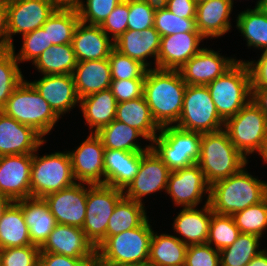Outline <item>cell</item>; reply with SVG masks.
I'll return each mask as SVG.
<instances>
[{
	"label": "cell",
	"instance_id": "obj_1",
	"mask_svg": "<svg viewBox=\"0 0 267 266\" xmlns=\"http://www.w3.org/2000/svg\"><path fill=\"white\" fill-rule=\"evenodd\" d=\"M186 87L179 70H147L143 96L160 127L172 126L178 122Z\"/></svg>",
	"mask_w": 267,
	"mask_h": 266
},
{
	"label": "cell",
	"instance_id": "obj_2",
	"mask_svg": "<svg viewBox=\"0 0 267 266\" xmlns=\"http://www.w3.org/2000/svg\"><path fill=\"white\" fill-rule=\"evenodd\" d=\"M246 170L244 166L237 173L210 186L209 204L214 213L232 216L265 199V181Z\"/></svg>",
	"mask_w": 267,
	"mask_h": 266
},
{
	"label": "cell",
	"instance_id": "obj_3",
	"mask_svg": "<svg viewBox=\"0 0 267 266\" xmlns=\"http://www.w3.org/2000/svg\"><path fill=\"white\" fill-rule=\"evenodd\" d=\"M247 164L248 159L236 149L224 129L202 134L197 165L210 186L237 173Z\"/></svg>",
	"mask_w": 267,
	"mask_h": 266
},
{
	"label": "cell",
	"instance_id": "obj_4",
	"mask_svg": "<svg viewBox=\"0 0 267 266\" xmlns=\"http://www.w3.org/2000/svg\"><path fill=\"white\" fill-rule=\"evenodd\" d=\"M147 218L139 227L109 236L97 249V266L147 263L153 234Z\"/></svg>",
	"mask_w": 267,
	"mask_h": 266
},
{
	"label": "cell",
	"instance_id": "obj_5",
	"mask_svg": "<svg viewBox=\"0 0 267 266\" xmlns=\"http://www.w3.org/2000/svg\"><path fill=\"white\" fill-rule=\"evenodd\" d=\"M1 111L21 124L34 128L43 137L54 129L60 118L30 81L25 79L13 90Z\"/></svg>",
	"mask_w": 267,
	"mask_h": 266
},
{
	"label": "cell",
	"instance_id": "obj_6",
	"mask_svg": "<svg viewBox=\"0 0 267 266\" xmlns=\"http://www.w3.org/2000/svg\"><path fill=\"white\" fill-rule=\"evenodd\" d=\"M206 86L219 116L224 121L233 117L251 100V73L247 62L238 60Z\"/></svg>",
	"mask_w": 267,
	"mask_h": 266
},
{
	"label": "cell",
	"instance_id": "obj_7",
	"mask_svg": "<svg viewBox=\"0 0 267 266\" xmlns=\"http://www.w3.org/2000/svg\"><path fill=\"white\" fill-rule=\"evenodd\" d=\"M201 137V133L184 130L175 125L164 126L151 141L150 148L170 171H175L197 164L200 158Z\"/></svg>",
	"mask_w": 267,
	"mask_h": 266
},
{
	"label": "cell",
	"instance_id": "obj_8",
	"mask_svg": "<svg viewBox=\"0 0 267 266\" xmlns=\"http://www.w3.org/2000/svg\"><path fill=\"white\" fill-rule=\"evenodd\" d=\"M36 152L33 153L31 165L30 197L43 198L76 182L67 151L43 156Z\"/></svg>",
	"mask_w": 267,
	"mask_h": 266
},
{
	"label": "cell",
	"instance_id": "obj_9",
	"mask_svg": "<svg viewBox=\"0 0 267 266\" xmlns=\"http://www.w3.org/2000/svg\"><path fill=\"white\" fill-rule=\"evenodd\" d=\"M207 86L187 85L181 115L175 126L201 134L224 129Z\"/></svg>",
	"mask_w": 267,
	"mask_h": 266
},
{
	"label": "cell",
	"instance_id": "obj_10",
	"mask_svg": "<svg viewBox=\"0 0 267 266\" xmlns=\"http://www.w3.org/2000/svg\"><path fill=\"white\" fill-rule=\"evenodd\" d=\"M224 130L236 149L247 156L258 153L267 136V116L250 100L224 123Z\"/></svg>",
	"mask_w": 267,
	"mask_h": 266
},
{
	"label": "cell",
	"instance_id": "obj_11",
	"mask_svg": "<svg viewBox=\"0 0 267 266\" xmlns=\"http://www.w3.org/2000/svg\"><path fill=\"white\" fill-rule=\"evenodd\" d=\"M123 190L87 184L86 216L82 230L96 249L106 240L107 226Z\"/></svg>",
	"mask_w": 267,
	"mask_h": 266
},
{
	"label": "cell",
	"instance_id": "obj_12",
	"mask_svg": "<svg viewBox=\"0 0 267 266\" xmlns=\"http://www.w3.org/2000/svg\"><path fill=\"white\" fill-rule=\"evenodd\" d=\"M67 152L76 182L104 185L105 148L96 133H89L77 148Z\"/></svg>",
	"mask_w": 267,
	"mask_h": 266
},
{
	"label": "cell",
	"instance_id": "obj_13",
	"mask_svg": "<svg viewBox=\"0 0 267 266\" xmlns=\"http://www.w3.org/2000/svg\"><path fill=\"white\" fill-rule=\"evenodd\" d=\"M177 207H197L205 196L210 198V185L204 173L195 164L187 168L171 171L168 177L166 192Z\"/></svg>",
	"mask_w": 267,
	"mask_h": 266
},
{
	"label": "cell",
	"instance_id": "obj_14",
	"mask_svg": "<svg viewBox=\"0 0 267 266\" xmlns=\"http://www.w3.org/2000/svg\"><path fill=\"white\" fill-rule=\"evenodd\" d=\"M170 172L168 166L150 148L141 156L138 173L123 190L124 197L144 203V196L163 190L166 192Z\"/></svg>",
	"mask_w": 267,
	"mask_h": 266
},
{
	"label": "cell",
	"instance_id": "obj_15",
	"mask_svg": "<svg viewBox=\"0 0 267 266\" xmlns=\"http://www.w3.org/2000/svg\"><path fill=\"white\" fill-rule=\"evenodd\" d=\"M56 9L50 0H7L9 49L12 36L42 28Z\"/></svg>",
	"mask_w": 267,
	"mask_h": 266
},
{
	"label": "cell",
	"instance_id": "obj_16",
	"mask_svg": "<svg viewBox=\"0 0 267 266\" xmlns=\"http://www.w3.org/2000/svg\"><path fill=\"white\" fill-rule=\"evenodd\" d=\"M43 199L58 224L83 227L87 209V184L75 182Z\"/></svg>",
	"mask_w": 267,
	"mask_h": 266
},
{
	"label": "cell",
	"instance_id": "obj_17",
	"mask_svg": "<svg viewBox=\"0 0 267 266\" xmlns=\"http://www.w3.org/2000/svg\"><path fill=\"white\" fill-rule=\"evenodd\" d=\"M33 154L0 156V193L13 202L30 198Z\"/></svg>",
	"mask_w": 267,
	"mask_h": 266
},
{
	"label": "cell",
	"instance_id": "obj_18",
	"mask_svg": "<svg viewBox=\"0 0 267 266\" xmlns=\"http://www.w3.org/2000/svg\"><path fill=\"white\" fill-rule=\"evenodd\" d=\"M238 59L204 48L179 70L187 85L206 86L229 70Z\"/></svg>",
	"mask_w": 267,
	"mask_h": 266
},
{
	"label": "cell",
	"instance_id": "obj_19",
	"mask_svg": "<svg viewBox=\"0 0 267 266\" xmlns=\"http://www.w3.org/2000/svg\"><path fill=\"white\" fill-rule=\"evenodd\" d=\"M40 252L57 253L78 259H97L96 247L82 228L56 224Z\"/></svg>",
	"mask_w": 267,
	"mask_h": 266
},
{
	"label": "cell",
	"instance_id": "obj_20",
	"mask_svg": "<svg viewBox=\"0 0 267 266\" xmlns=\"http://www.w3.org/2000/svg\"><path fill=\"white\" fill-rule=\"evenodd\" d=\"M46 142L34 128L0 111V156L33 154Z\"/></svg>",
	"mask_w": 267,
	"mask_h": 266
},
{
	"label": "cell",
	"instance_id": "obj_21",
	"mask_svg": "<svg viewBox=\"0 0 267 266\" xmlns=\"http://www.w3.org/2000/svg\"><path fill=\"white\" fill-rule=\"evenodd\" d=\"M203 40L205 38L200 32H180L162 36L157 56V69L180 70L203 49L199 47Z\"/></svg>",
	"mask_w": 267,
	"mask_h": 266
},
{
	"label": "cell",
	"instance_id": "obj_22",
	"mask_svg": "<svg viewBox=\"0 0 267 266\" xmlns=\"http://www.w3.org/2000/svg\"><path fill=\"white\" fill-rule=\"evenodd\" d=\"M30 83L60 118L80 102L71 74L43 75Z\"/></svg>",
	"mask_w": 267,
	"mask_h": 266
},
{
	"label": "cell",
	"instance_id": "obj_23",
	"mask_svg": "<svg viewBox=\"0 0 267 266\" xmlns=\"http://www.w3.org/2000/svg\"><path fill=\"white\" fill-rule=\"evenodd\" d=\"M72 47L78 62L109 58L115 48L114 41L100 27L79 21L77 24Z\"/></svg>",
	"mask_w": 267,
	"mask_h": 266
},
{
	"label": "cell",
	"instance_id": "obj_24",
	"mask_svg": "<svg viewBox=\"0 0 267 266\" xmlns=\"http://www.w3.org/2000/svg\"><path fill=\"white\" fill-rule=\"evenodd\" d=\"M161 36L153 27L142 31L127 29L115 41V49L121 54L141 62L148 69L157 68V56L160 50ZM154 58V65L147 59Z\"/></svg>",
	"mask_w": 267,
	"mask_h": 266
},
{
	"label": "cell",
	"instance_id": "obj_25",
	"mask_svg": "<svg viewBox=\"0 0 267 266\" xmlns=\"http://www.w3.org/2000/svg\"><path fill=\"white\" fill-rule=\"evenodd\" d=\"M203 208H182L173 222V230L178 238L187 246L205 244L208 239L209 226L212 219L211 205L209 199L204 201Z\"/></svg>",
	"mask_w": 267,
	"mask_h": 266
},
{
	"label": "cell",
	"instance_id": "obj_26",
	"mask_svg": "<svg viewBox=\"0 0 267 266\" xmlns=\"http://www.w3.org/2000/svg\"><path fill=\"white\" fill-rule=\"evenodd\" d=\"M233 0H204L197 3L196 29L205 38H218L231 29Z\"/></svg>",
	"mask_w": 267,
	"mask_h": 266
},
{
	"label": "cell",
	"instance_id": "obj_27",
	"mask_svg": "<svg viewBox=\"0 0 267 266\" xmlns=\"http://www.w3.org/2000/svg\"><path fill=\"white\" fill-rule=\"evenodd\" d=\"M144 153L105 149L104 185L124 190L137 175Z\"/></svg>",
	"mask_w": 267,
	"mask_h": 266
},
{
	"label": "cell",
	"instance_id": "obj_28",
	"mask_svg": "<svg viewBox=\"0 0 267 266\" xmlns=\"http://www.w3.org/2000/svg\"><path fill=\"white\" fill-rule=\"evenodd\" d=\"M22 209L29 228L31 243L41 247L55 228L57 222L43 198H25L15 201Z\"/></svg>",
	"mask_w": 267,
	"mask_h": 266
},
{
	"label": "cell",
	"instance_id": "obj_29",
	"mask_svg": "<svg viewBox=\"0 0 267 266\" xmlns=\"http://www.w3.org/2000/svg\"><path fill=\"white\" fill-rule=\"evenodd\" d=\"M72 76L79 99L110 89L112 81L108 58L77 62Z\"/></svg>",
	"mask_w": 267,
	"mask_h": 266
},
{
	"label": "cell",
	"instance_id": "obj_30",
	"mask_svg": "<svg viewBox=\"0 0 267 266\" xmlns=\"http://www.w3.org/2000/svg\"><path fill=\"white\" fill-rule=\"evenodd\" d=\"M117 100L110 89L99 91L80 99L79 108L82 111L90 133H96L100 128L110 124L116 118Z\"/></svg>",
	"mask_w": 267,
	"mask_h": 266
},
{
	"label": "cell",
	"instance_id": "obj_31",
	"mask_svg": "<svg viewBox=\"0 0 267 266\" xmlns=\"http://www.w3.org/2000/svg\"><path fill=\"white\" fill-rule=\"evenodd\" d=\"M115 120L136 128L149 142L158 135L161 129L155 122L144 96L117 103Z\"/></svg>",
	"mask_w": 267,
	"mask_h": 266
},
{
	"label": "cell",
	"instance_id": "obj_32",
	"mask_svg": "<svg viewBox=\"0 0 267 266\" xmlns=\"http://www.w3.org/2000/svg\"><path fill=\"white\" fill-rule=\"evenodd\" d=\"M96 135L101 139L105 149L127 152H146L150 149V143L142 147L141 143L137 141L140 137L147 141L139 130L115 119L100 128Z\"/></svg>",
	"mask_w": 267,
	"mask_h": 266
},
{
	"label": "cell",
	"instance_id": "obj_33",
	"mask_svg": "<svg viewBox=\"0 0 267 266\" xmlns=\"http://www.w3.org/2000/svg\"><path fill=\"white\" fill-rule=\"evenodd\" d=\"M188 246L176 235L157 234L153 231L150 241L148 262L152 266L185 265Z\"/></svg>",
	"mask_w": 267,
	"mask_h": 266
},
{
	"label": "cell",
	"instance_id": "obj_34",
	"mask_svg": "<svg viewBox=\"0 0 267 266\" xmlns=\"http://www.w3.org/2000/svg\"><path fill=\"white\" fill-rule=\"evenodd\" d=\"M33 245L21 207L12 202L0 219V249Z\"/></svg>",
	"mask_w": 267,
	"mask_h": 266
},
{
	"label": "cell",
	"instance_id": "obj_35",
	"mask_svg": "<svg viewBox=\"0 0 267 266\" xmlns=\"http://www.w3.org/2000/svg\"><path fill=\"white\" fill-rule=\"evenodd\" d=\"M254 9L240 12L236 19V28L247 41V46L262 51L267 50V12L255 4Z\"/></svg>",
	"mask_w": 267,
	"mask_h": 266
},
{
	"label": "cell",
	"instance_id": "obj_36",
	"mask_svg": "<svg viewBox=\"0 0 267 266\" xmlns=\"http://www.w3.org/2000/svg\"><path fill=\"white\" fill-rule=\"evenodd\" d=\"M72 44L51 45L34 62L42 75L71 74L77 66Z\"/></svg>",
	"mask_w": 267,
	"mask_h": 266
},
{
	"label": "cell",
	"instance_id": "obj_37",
	"mask_svg": "<svg viewBox=\"0 0 267 266\" xmlns=\"http://www.w3.org/2000/svg\"><path fill=\"white\" fill-rule=\"evenodd\" d=\"M145 204L123 197L115 206L107 226L109 236L139 227L147 218Z\"/></svg>",
	"mask_w": 267,
	"mask_h": 266
},
{
	"label": "cell",
	"instance_id": "obj_38",
	"mask_svg": "<svg viewBox=\"0 0 267 266\" xmlns=\"http://www.w3.org/2000/svg\"><path fill=\"white\" fill-rule=\"evenodd\" d=\"M79 21L77 10L56 9L42 26L47 32L49 45L71 44Z\"/></svg>",
	"mask_w": 267,
	"mask_h": 266
},
{
	"label": "cell",
	"instance_id": "obj_39",
	"mask_svg": "<svg viewBox=\"0 0 267 266\" xmlns=\"http://www.w3.org/2000/svg\"><path fill=\"white\" fill-rule=\"evenodd\" d=\"M260 239L255 234L241 233L232 245L220 251V266H247L263 250Z\"/></svg>",
	"mask_w": 267,
	"mask_h": 266
},
{
	"label": "cell",
	"instance_id": "obj_40",
	"mask_svg": "<svg viewBox=\"0 0 267 266\" xmlns=\"http://www.w3.org/2000/svg\"><path fill=\"white\" fill-rule=\"evenodd\" d=\"M24 80L19 62L11 49L0 51V111L13 90Z\"/></svg>",
	"mask_w": 267,
	"mask_h": 266
},
{
	"label": "cell",
	"instance_id": "obj_41",
	"mask_svg": "<svg viewBox=\"0 0 267 266\" xmlns=\"http://www.w3.org/2000/svg\"><path fill=\"white\" fill-rule=\"evenodd\" d=\"M232 217L241 233L255 234L262 238L267 230V200L236 212Z\"/></svg>",
	"mask_w": 267,
	"mask_h": 266
},
{
	"label": "cell",
	"instance_id": "obj_42",
	"mask_svg": "<svg viewBox=\"0 0 267 266\" xmlns=\"http://www.w3.org/2000/svg\"><path fill=\"white\" fill-rule=\"evenodd\" d=\"M240 234L232 216L213 213L206 243L221 251L232 245Z\"/></svg>",
	"mask_w": 267,
	"mask_h": 266
},
{
	"label": "cell",
	"instance_id": "obj_43",
	"mask_svg": "<svg viewBox=\"0 0 267 266\" xmlns=\"http://www.w3.org/2000/svg\"><path fill=\"white\" fill-rule=\"evenodd\" d=\"M154 28L160 36L173 35L180 32H199L195 19L180 18L163 5H157L154 14Z\"/></svg>",
	"mask_w": 267,
	"mask_h": 266
},
{
	"label": "cell",
	"instance_id": "obj_44",
	"mask_svg": "<svg viewBox=\"0 0 267 266\" xmlns=\"http://www.w3.org/2000/svg\"><path fill=\"white\" fill-rule=\"evenodd\" d=\"M112 80L145 79L148 68L115 48L108 58Z\"/></svg>",
	"mask_w": 267,
	"mask_h": 266
},
{
	"label": "cell",
	"instance_id": "obj_45",
	"mask_svg": "<svg viewBox=\"0 0 267 266\" xmlns=\"http://www.w3.org/2000/svg\"><path fill=\"white\" fill-rule=\"evenodd\" d=\"M22 39L23 44L18 54L15 53L14 44L10 48L19 64L23 61L33 63L46 49L51 47L48 43L47 32L43 28L22 35Z\"/></svg>",
	"mask_w": 267,
	"mask_h": 266
},
{
	"label": "cell",
	"instance_id": "obj_46",
	"mask_svg": "<svg viewBox=\"0 0 267 266\" xmlns=\"http://www.w3.org/2000/svg\"><path fill=\"white\" fill-rule=\"evenodd\" d=\"M123 0H85L77 9L81 22L90 25H101L108 15Z\"/></svg>",
	"mask_w": 267,
	"mask_h": 266
},
{
	"label": "cell",
	"instance_id": "obj_47",
	"mask_svg": "<svg viewBox=\"0 0 267 266\" xmlns=\"http://www.w3.org/2000/svg\"><path fill=\"white\" fill-rule=\"evenodd\" d=\"M39 254L36 245L0 249V266H39Z\"/></svg>",
	"mask_w": 267,
	"mask_h": 266
},
{
	"label": "cell",
	"instance_id": "obj_48",
	"mask_svg": "<svg viewBox=\"0 0 267 266\" xmlns=\"http://www.w3.org/2000/svg\"><path fill=\"white\" fill-rule=\"evenodd\" d=\"M156 7L149 0H129L128 29L142 31L153 27Z\"/></svg>",
	"mask_w": 267,
	"mask_h": 266
},
{
	"label": "cell",
	"instance_id": "obj_49",
	"mask_svg": "<svg viewBox=\"0 0 267 266\" xmlns=\"http://www.w3.org/2000/svg\"><path fill=\"white\" fill-rule=\"evenodd\" d=\"M129 0L121 1L100 25L101 29L115 41L128 29Z\"/></svg>",
	"mask_w": 267,
	"mask_h": 266
},
{
	"label": "cell",
	"instance_id": "obj_50",
	"mask_svg": "<svg viewBox=\"0 0 267 266\" xmlns=\"http://www.w3.org/2000/svg\"><path fill=\"white\" fill-rule=\"evenodd\" d=\"M185 266H220V251L208 243L189 245Z\"/></svg>",
	"mask_w": 267,
	"mask_h": 266
},
{
	"label": "cell",
	"instance_id": "obj_51",
	"mask_svg": "<svg viewBox=\"0 0 267 266\" xmlns=\"http://www.w3.org/2000/svg\"><path fill=\"white\" fill-rule=\"evenodd\" d=\"M145 79L112 80L110 90L118 103L143 96Z\"/></svg>",
	"mask_w": 267,
	"mask_h": 266
},
{
	"label": "cell",
	"instance_id": "obj_52",
	"mask_svg": "<svg viewBox=\"0 0 267 266\" xmlns=\"http://www.w3.org/2000/svg\"><path fill=\"white\" fill-rule=\"evenodd\" d=\"M39 266H97V259H78L57 253L40 252Z\"/></svg>",
	"mask_w": 267,
	"mask_h": 266
},
{
	"label": "cell",
	"instance_id": "obj_53",
	"mask_svg": "<svg viewBox=\"0 0 267 266\" xmlns=\"http://www.w3.org/2000/svg\"><path fill=\"white\" fill-rule=\"evenodd\" d=\"M246 62L251 73V88H267V50L262 52L257 61Z\"/></svg>",
	"mask_w": 267,
	"mask_h": 266
},
{
	"label": "cell",
	"instance_id": "obj_54",
	"mask_svg": "<svg viewBox=\"0 0 267 266\" xmlns=\"http://www.w3.org/2000/svg\"><path fill=\"white\" fill-rule=\"evenodd\" d=\"M163 6L180 18L195 19L197 9L195 0H167Z\"/></svg>",
	"mask_w": 267,
	"mask_h": 266
},
{
	"label": "cell",
	"instance_id": "obj_55",
	"mask_svg": "<svg viewBox=\"0 0 267 266\" xmlns=\"http://www.w3.org/2000/svg\"><path fill=\"white\" fill-rule=\"evenodd\" d=\"M9 50L7 0H0V51Z\"/></svg>",
	"mask_w": 267,
	"mask_h": 266
},
{
	"label": "cell",
	"instance_id": "obj_56",
	"mask_svg": "<svg viewBox=\"0 0 267 266\" xmlns=\"http://www.w3.org/2000/svg\"><path fill=\"white\" fill-rule=\"evenodd\" d=\"M251 100L267 116V88H251Z\"/></svg>",
	"mask_w": 267,
	"mask_h": 266
},
{
	"label": "cell",
	"instance_id": "obj_57",
	"mask_svg": "<svg viewBox=\"0 0 267 266\" xmlns=\"http://www.w3.org/2000/svg\"><path fill=\"white\" fill-rule=\"evenodd\" d=\"M50 1L57 9H74V10H77L82 2V0H50Z\"/></svg>",
	"mask_w": 267,
	"mask_h": 266
},
{
	"label": "cell",
	"instance_id": "obj_58",
	"mask_svg": "<svg viewBox=\"0 0 267 266\" xmlns=\"http://www.w3.org/2000/svg\"><path fill=\"white\" fill-rule=\"evenodd\" d=\"M247 266H267V249L266 247L256 255Z\"/></svg>",
	"mask_w": 267,
	"mask_h": 266
},
{
	"label": "cell",
	"instance_id": "obj_59",
	"mask_svg": "<svg viewBox=\"0 0 267 266\" xmlns=\"http://www.w3.org/2000/svg\"><path fill=\"white\" fill-rule=\"evenodd\" d=\"M13 201L9 197H0V219L4 211L9 207Z\"/></svg>",
	"mask_w": 267,
	"mask_h": 266
},
{
	"label": "cell",
	"instance_id": "obj_60",
	"mask_svg": "<svg viewBox=\"0 0 267 266\" xmlns=\"http://www.w3.org/2000/svg\"><path fill=\"white\" fill-rule=\"evenodd\" d=\"M258 155L261 156V158L263 159L264 163H267V136L265 137L262 147L260 149V151L258 152Z\"/></svg>",
	"mask_w": 267,
	"mask_h": 266
},
{
	"label": "cell",
	"instance_id": "obj_61",
	"mask_svg": "<svg viewBox=\"0 0 267 266\" xmlns=\"http://www.w3.org/2000/svg\"><path fill=\"white\" fill-rule=\"evenodd\" d=\"M256 4H259L267 12V0H258Z\"/></svg>",
	"mask_w": 267,
	"mask_h": 266
},
{
	"label": "cell",
	"instance_id": "obj_62",
	"mask_svg": "<svg viewBox=\"0 0 267 266\" xmlns=\"http://www.w3.org/2000/svg\"><path fill=\"white\" fill-rule=\"evenodd\" d=\"M119 266H152L149 262L147 263H139V264H125V265H119Z\"/></svg>",
	"mask_w": 267,
	"mask_h": 266
},
{
	"label": "cell",
	"instance_id": "obj_63",
	"mask_svg": "<svg viewBox=\"0 0 267 266\" xmlns=\"http://www.w3.org/2000/svg\"><path fill=\"white\" fill-rule=\"evenodd\" d=\"M157 5H163L167 0H149Z\"/></svg>",
	"mask_w": 267,
	"mask_h": 266
},
{
	"label": "cell",
	"instance_id": "obj_64",
	"mask_svg": "<svg viewBox=\"0 0 267 266\" xmlns=\"http://www.w3.org/2000/svg\"><path fill=\"white\" fill-rule=\"evenodd\" d=\"M265 199L267 200V182H264Z\"/></svg>",
	"mask_w": 267,
	"mask_h": 266
},
{
	"label": "cell",
	"instance_id": "obj_65",
	"mask_svg": "<svg viewBox=\"0 0 267 266\" xmlns=\"http://www.w3.org/2000/svg\"><path fill=\"white\" fill-rule=\"evenodd\" d=\"M0 197H7V196H5V195H3V194L0 193Z\"/></svg>",
	"mask_w": 267,
	"mask_h": 266
}]
</instances>
